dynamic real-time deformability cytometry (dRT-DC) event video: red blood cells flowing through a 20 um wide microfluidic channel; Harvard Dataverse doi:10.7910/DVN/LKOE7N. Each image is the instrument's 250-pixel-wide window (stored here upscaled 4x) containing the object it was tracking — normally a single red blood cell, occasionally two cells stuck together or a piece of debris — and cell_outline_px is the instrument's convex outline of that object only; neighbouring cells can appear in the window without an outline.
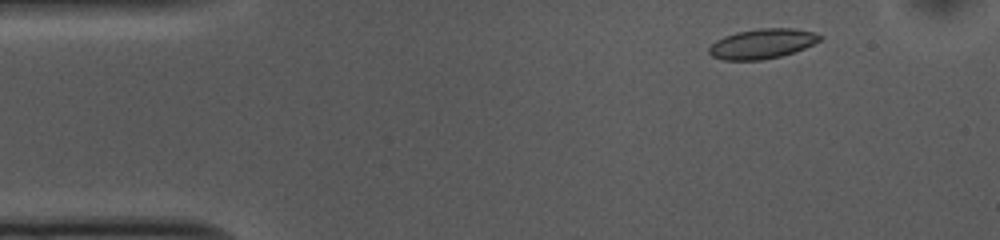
{"species": "common noctule bat (a hibernating species)", "species_latin": "Nyctalus noctula", "temperature_condition": "cold", "stored_images_in_passage": 51, "camera_frame_rate_fps": 3000, "um_per_image_px": 0.085, "animal": {"sex": "female", "body_mass_g": 10.0, "forearm_length_mm": 53.1}, "frame": {"image": 1, "passage_image": 4, "time_ms": 1.0, "image_size_px": [1000, 240], "cell_outline_px": [[824, 36], [820, 40], [804, 48], [780, 56], [760, 60], [724, 60], [712, 56], [708, 52], [708, 48], [716, 40], [724, 36], [736, 32], [760, 28], [792, 28], [816, 32]], "centroid_in_image_um": [64.78, 3.7], "position_along_channel_um": 20.2, "area_um2": 19.25}}
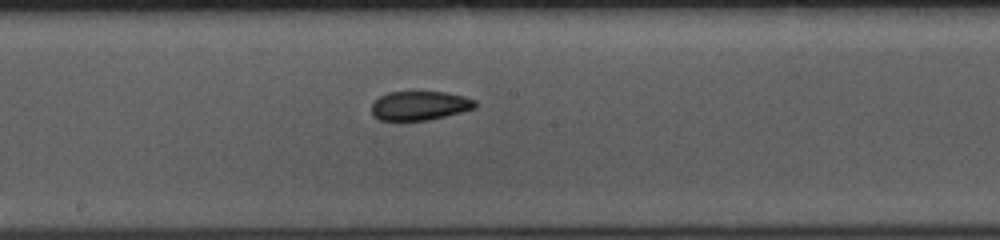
{"frame": {"image": 2, "passage_image": 25, "time_ms": 8.0, "image_size_px": [1000, 240], "cell_outline_px": [[476, 108], [428, 120], [380, 120], [372, 116], [372, 104], [380, 96], [388, 92], [444, 92], [464, 96], [476, 100]], "centroid_in_image_um": [35.67, 8.98], "position_along_channel_um": 212.5, "area_um2": 17.46}}
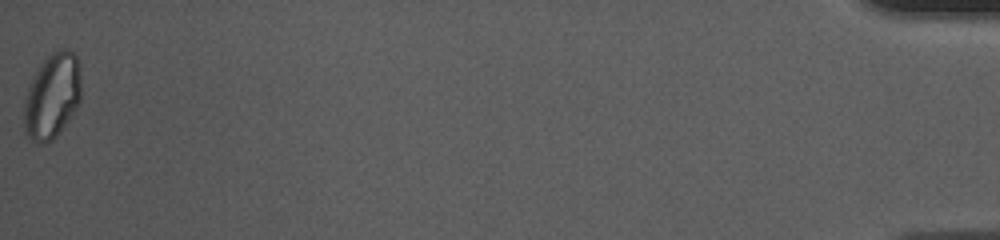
{"frame": {"image": 3, "passage_image": 51, "time_ms": 16.667, "image_size_px": [1000, 240], "cell_outline_px": [[80, 100], [76, 108], [68, 120], [56, 136], [52, 140], [44, 144], [36, 144], [24, 132], [24, 96], [32, 76], [36, 68], [52, 52], [60, 48], [68, 48], [76, 56], [80, 64]], "centroid_in_image_um": [4.41, 8.15], "position_along_channel_um": 430.8, "area_um2": 28.78}, "authors_computed_cell_mechanics": {"area_um2": 18.9584, "velocity_mm_per_s": 3.7032, "shape_relaxation_time_tau1_ms": 6.3751, "shape_relaxation_time_tau2_ms": 2.3645, "deformation_change_tau1": 0.1136, "deformation_change_tau2": 0.0614}}